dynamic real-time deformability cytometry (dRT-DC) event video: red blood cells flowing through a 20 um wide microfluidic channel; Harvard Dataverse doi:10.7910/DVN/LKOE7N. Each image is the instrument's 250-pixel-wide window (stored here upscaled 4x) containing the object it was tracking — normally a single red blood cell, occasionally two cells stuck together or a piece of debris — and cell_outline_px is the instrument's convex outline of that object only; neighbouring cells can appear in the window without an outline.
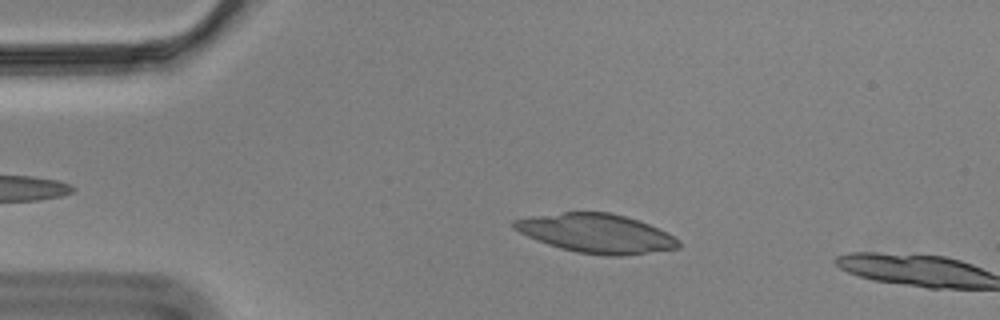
{"species": "Egyptian fruit bat (a non-hibernating species)", "species_latin": "Rousettus aegyptiacus", "temperature_condition": "cold", "stored_images_in_passage": 13, "camera_frame_rate_fps": 3000, "um_per_image_px": 0.085, "animal": {"sex": "male"}, "frame": {"image": 1, "passage_image": 11, "time_ms": 3.333, "image_size_px": [1000, 320], "cell_outline_px": [[680, 248], [624, 256], [608, 256], [576, 252], [560, 248], [536, 240], [512, 228], [512, 220], [532, 216], [564, 212], [612, 212], [648, 224], [668, 232], [680, 240]], "centroid_in_image_um": [50.7, 19.84], "position_along_channel_um": 34.3, "area_um2": 37.45}}